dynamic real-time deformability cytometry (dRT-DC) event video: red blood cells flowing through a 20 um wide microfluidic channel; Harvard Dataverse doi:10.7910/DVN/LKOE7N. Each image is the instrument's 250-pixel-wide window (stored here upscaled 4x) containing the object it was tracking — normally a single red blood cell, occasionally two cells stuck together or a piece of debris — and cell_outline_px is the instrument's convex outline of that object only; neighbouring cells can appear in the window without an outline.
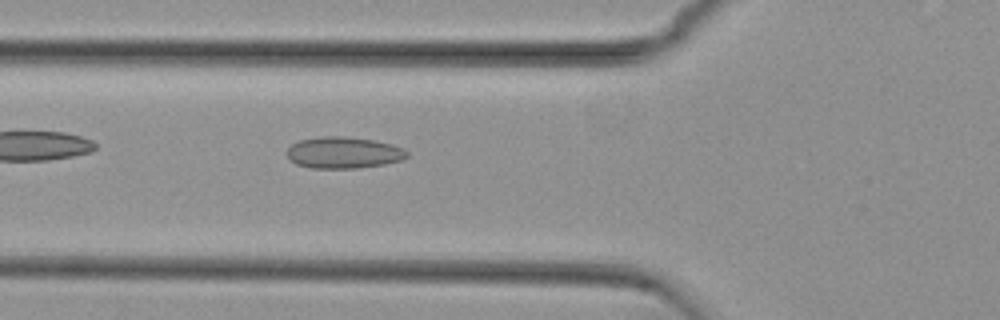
{"species": "common noctule bat (a hibernating species)", "species_latin": "Nyctalus noctula", "temperature_condition": "cold", "stored_images_in_passage": 40, "camera_frame_rate_fps": 3000, "um_per_image_px": 0.085, "animal": {"sex": "female", "body_mass_g": 29.2, "forearm_length_mm": 56.3}, "frame": {"image": 1, "passage_image": 5, "time_ms": 1.333, "image_size_px": [1000, 320], "cell_outline_px": [[408, 156], [404, 160], [384, 164], [356, 168], [312, 168], [296, 164], [288, 160], [284, 152], [292, 144], [300, 140], [320, 136], [344, 136], [376, 140], [392, 144], [404, 148], [408, 152]], "centroid_in_image_um": [29.19, 12.97], "position_along_channel_um": 96.6, "area_um2": 22.43}}
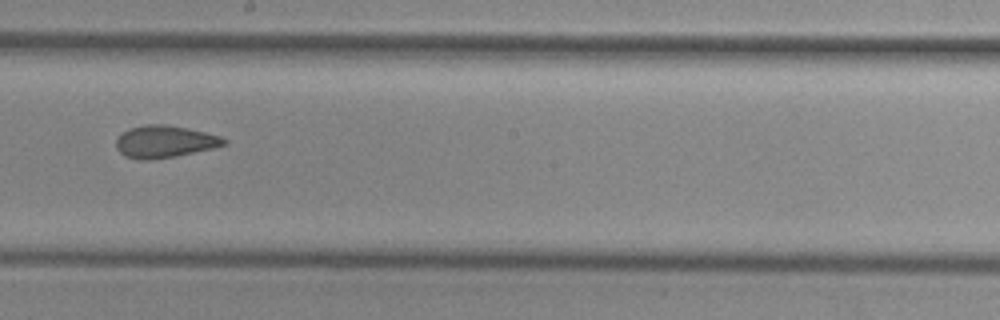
{"frame": {"image": 2, "passage_image": 16, "time_ms": 5.0, "image_size_px": [1000, 320], "cell_outline_px": [[228, 144], [212, 148], [176, 156], [148, 160], [140, 160], [124, 156], [116, 148], [116, 140], [128, 128], [144, 124], [168, 124], [188, 128], [220, 136], [228, 140]], "centroid_in_image_um": [13.99, 12.03], "position_along_channel_um": 234.2, "area_um2": 20.29}}
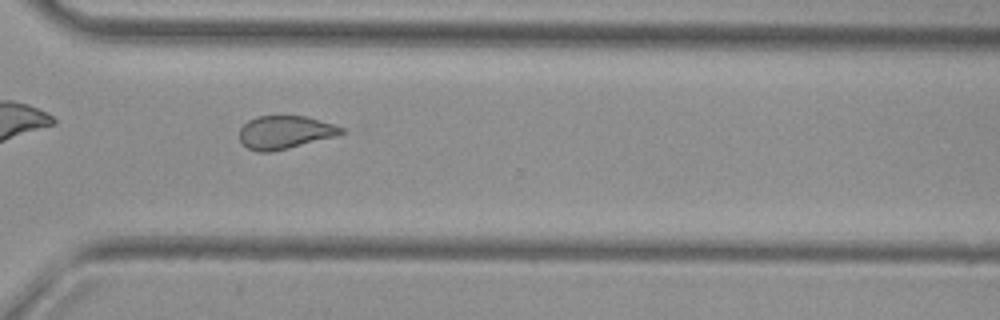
{"frame": {"image": 3, "passage_image": 25, "time_ms": 8.0, "image_size_px": [1000, 320], "cell_outline_px": [[344, 132], [340, 136], [272, 152], [256, 152], [248, 148], [240, 140], [240, 128], [248, 120], [256, 116], [304, 116], [332, 124], [344, 128]], "centroid_in_image_um": [24.23, 11.26], "position_along_channel_um": 346.4, "area_um2": 19.77}, "authors_computed_cell_mechanics": {"area_um2": 20.4901, "velocity_mm_per_s": 3.7382, "shape_relaxation_time_tau1_ms": null, "shape_relaxation_time_tau2_ms": 2.1592, "deformation_change_tau1": null, "deformation_change_tau2": 0.0975}}